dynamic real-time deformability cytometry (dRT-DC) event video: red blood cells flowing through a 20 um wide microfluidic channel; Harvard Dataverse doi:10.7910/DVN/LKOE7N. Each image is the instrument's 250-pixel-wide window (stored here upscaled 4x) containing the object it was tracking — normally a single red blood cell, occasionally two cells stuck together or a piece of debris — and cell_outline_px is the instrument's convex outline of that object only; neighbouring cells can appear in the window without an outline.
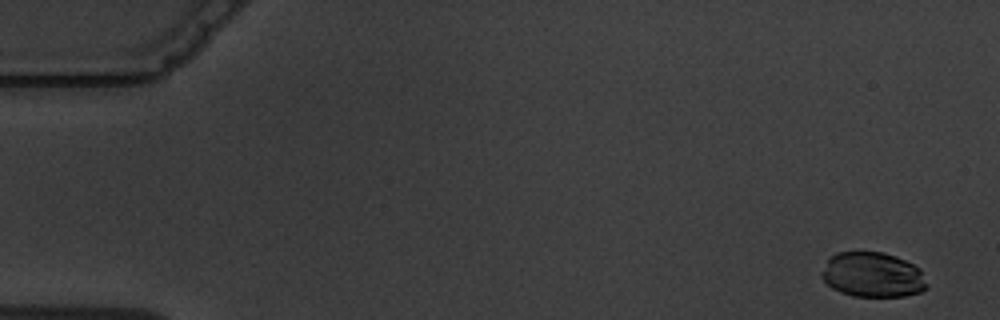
{"species": "common noctule bat (a hibernating species)", "species_latin": "Nyctalus noctula", "temperature_condition": "warm", "stored_images_in_passage": 8, "camera_frame_rate_fps": 3000, "um_per_image_px": 0.085, "animal": {"sex": "male", "body_mass_g": 19.5, "forearm_length_mm": 54.6}, "frame": {"image": 1, "passage_image": 1, "time_ms": 0.0, "image_size_px": [1000, 320], "cell_outline_px": [[928, 288], [920, 292], [904, 296], [852, 296], [840, 292], [832, 288], [820, 276], [820, 272], [828, 256], [836, 252], [884, 252], [896, 256], [920, 268], [928, 284]], "centroid_in_image_um": [74.15, 23.35], "position_along_channel_um": 10.8, "area_um2": 27.92}}